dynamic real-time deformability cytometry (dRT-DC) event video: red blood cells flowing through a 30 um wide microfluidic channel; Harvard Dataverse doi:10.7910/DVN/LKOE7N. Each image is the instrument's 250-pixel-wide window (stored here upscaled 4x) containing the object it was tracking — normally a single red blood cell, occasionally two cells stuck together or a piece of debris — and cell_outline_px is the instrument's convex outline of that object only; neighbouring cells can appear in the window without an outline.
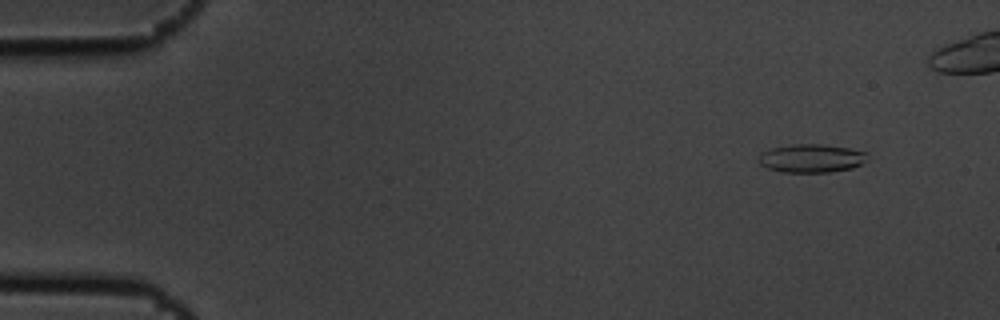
{"species": "common noctule bat (a hibernating species)", "species_latin": "Nyctalus noctula", "temperature_condition": "cold", "stored_images_in_passage": 7, "camera_frame_rate_fps": 3000, "um_per_image_px": 0.085, "animal": {"sex": "male", "body_mass_g": 19.5, "forearm_length_mm": 54.6}, "frame": {"image": 1, "passage_image": 1, "time_ms": 0.0, "image_size_px": [1000, 320], "cell_outline_px": [[868, 160], [852, 168], [828, 172], [780, 172], [768, 168], [760, 164], [760, 152], [772, 148], [792, 144], [820, 144], [848, 148], [868, 152]], "centroid_in_image_um": [68.99, 13.45], "position_along_channel_um": 16.0, "area_um2": 17.98}}
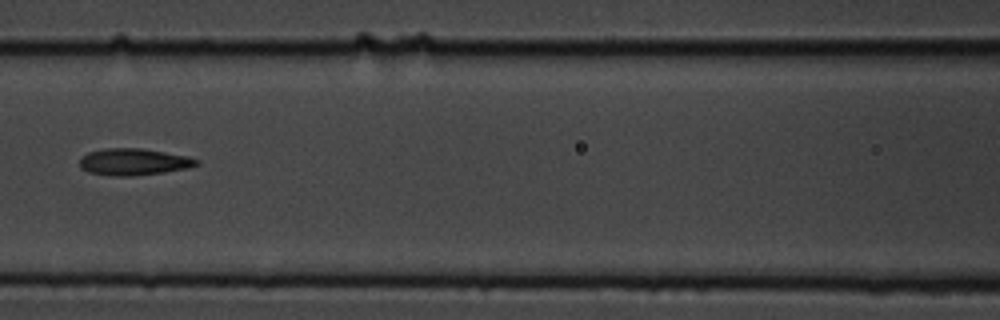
{"frame": {"image": 2, "passage_image": 7, "time_ms": 2.0, "image_size_px": [1000, 320], "cell_outline_px": [[200, 164], [188, 168], [164, 172], [132, 176], [112, 176], [88, 172], [80, 168], [80, 156], [88, 152], [108, 148], [140, 148], [188, 156], [200, 160]], "centroid_in_image_um": [11.36, 13.76], "position_along_channel_um": 155.2, "area_um2": 18.32}}